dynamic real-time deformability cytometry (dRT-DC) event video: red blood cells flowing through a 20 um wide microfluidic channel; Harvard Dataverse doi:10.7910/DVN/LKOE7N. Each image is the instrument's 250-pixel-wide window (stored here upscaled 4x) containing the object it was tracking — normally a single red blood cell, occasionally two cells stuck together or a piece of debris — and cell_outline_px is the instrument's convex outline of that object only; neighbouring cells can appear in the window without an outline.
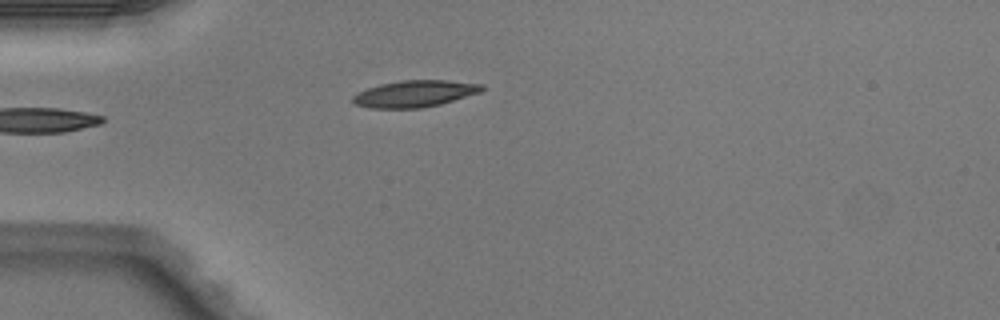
{"species": "Egyptian fruit bat (a non-hibernating species)", "species_latin": "Rousettus aegyptiacus", "temperature_condition": "warm", "stored_images_in_passage": 4, "camera_frame_rate_fps": 3000, "um_per_image_px": 0.085, "animal": {"sex": "male"}, "frame": {"image": 1, "passage_image": 4, "time_ms": 1.0, "image_size_px": [1000, 320], "cell_outline_px": [[484, 88], [480, 92], [440, 104], [420, 108], [368, 108], [356, 104], [352, 100], [352, 96], [368, 88], [380, 84], [400, 80], [444, 80], [484, 84]], "centroid_in_image_um": [35.25, 7.96], "position_along_channel_um": 49.8, "area_um2": 19.88}}